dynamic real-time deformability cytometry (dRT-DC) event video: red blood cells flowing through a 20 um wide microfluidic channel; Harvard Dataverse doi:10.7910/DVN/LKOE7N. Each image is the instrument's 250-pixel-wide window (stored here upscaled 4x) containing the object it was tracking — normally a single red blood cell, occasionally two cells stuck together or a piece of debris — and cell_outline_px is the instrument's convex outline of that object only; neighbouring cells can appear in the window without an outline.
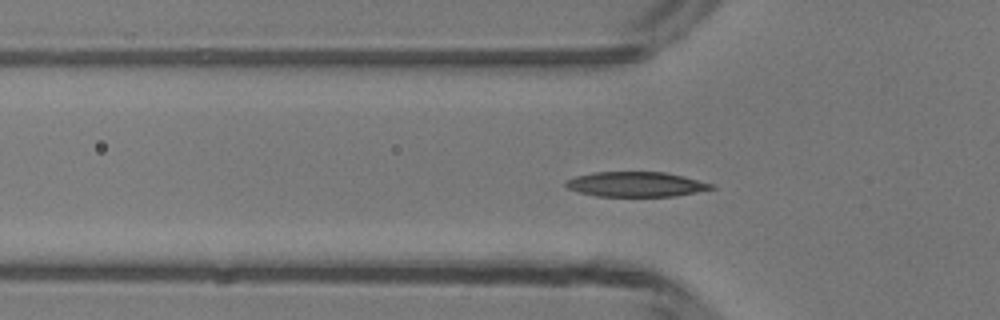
{"species": "common noctule bat (a hibernating species)", "species_latin": "Nyctalus noctula", "temperature_condition": "room temperature", "stored_images_in_passage": 49, "camera_frame_rate_fps": 3000, "um_per_image_px": 0.085, "animal": {"sex": "male", "body_mass_g": 13.3}, "frame": {"image": 1, "passage_image": 15, "time_ms": 4.667, "image_size_px": [1000, 320], "cell_outline_px": [[716, 188], [676, 196], [596, 196], [580, 192], [568, 188], [564, 184], [564, 180], [576, 176], [592, 172], [664, 172], [684, 176], [716, 184]], "centroid_in_image_um": [54.08, 15.66], "position_along_channel_um": 71.7, "area_um2": 21.27}}
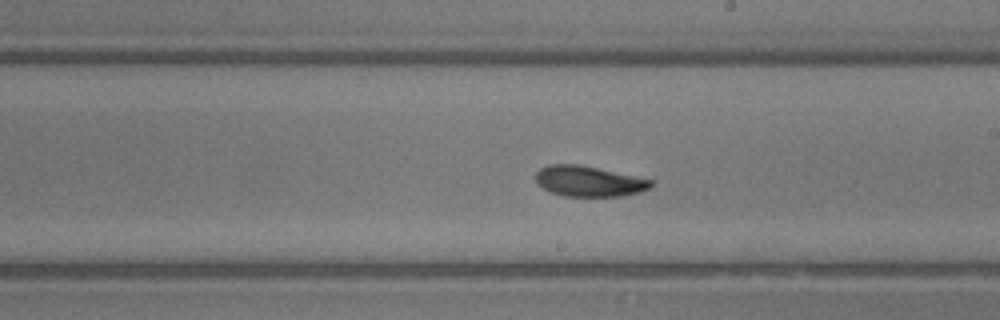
{"frame": {"image": 2, "passage_image": 27, "time_ms": 8.667, "image_size_px": [1000, 320], "cell_outline_px": [[656, 180], [648, 188], [640, 192], [620, 196], [564, 196], [552, 192], [536, 184], [536, 172], [540, 168], [548, 164], [580, 164]], "centroid_in_image_um": [50.06, 15.39], "position_along_channel_um": 238.9, "area_um2": 20.63}}
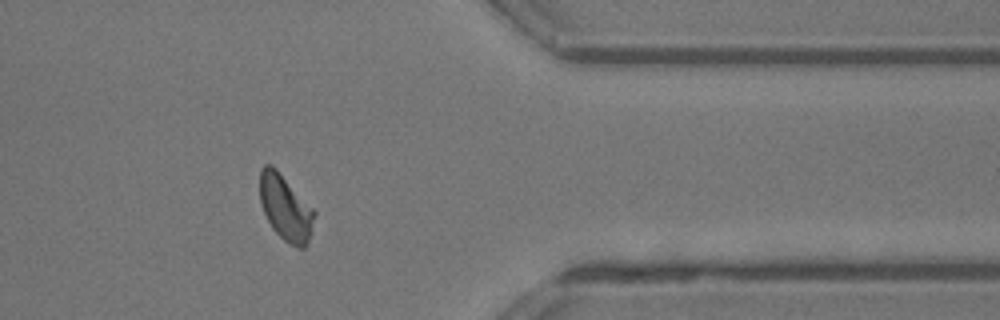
{"frame": {"image": 3, "passage_image": 39, "time_ms": 12.667, "image_size_px": [1000, 320], "cell_outline_px": [[316, 212], [308, 244], [304, 248], [300, 248], [284, 240], [272, 228], [264, 212], [260, 200], [260, 168], [264, 164], [272, 164], [276, 168]], "centroid_in_image_um": [24.26, 17.64], "position_along_channel_um": 387.1, "area_um2": 20.63}, "authors_computed_cell_mechanics": {"area_um2": 20.6346, "velocity_mm_per_s": 4.1592, "shape_relaxation_time_tau1_ms": 1.8979, "shape_relaxation_time_tau2_ms": 2.0869, "deformation_change_tau1": 0.1074, "deformation_change_tau2": 0.0661}}